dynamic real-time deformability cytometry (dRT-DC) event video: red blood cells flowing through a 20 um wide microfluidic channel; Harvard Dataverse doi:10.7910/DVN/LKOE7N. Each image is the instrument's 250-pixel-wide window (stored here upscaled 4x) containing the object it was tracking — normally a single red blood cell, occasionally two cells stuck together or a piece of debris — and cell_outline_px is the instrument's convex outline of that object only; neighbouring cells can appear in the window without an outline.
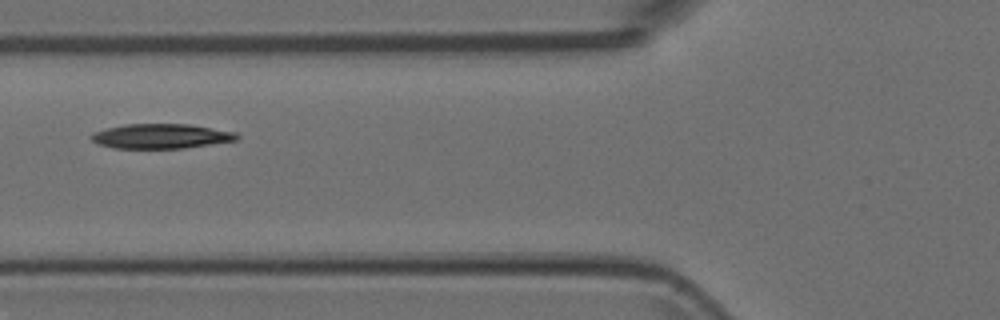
{"species": "Egyptian fruit bat (a non-hibernating species)", "species_latin": "Rousettus aegyptiacus", "temperature_condition": "room temperature", "stored_images_in_passage": 6, "camera_frame_rate_fps": 3000, "um_per_image_px": 0.085, "animal": {"sex": "female"}, "frame": {"image": 1, "passage_image": 6, "time_ms": 1.667, "image_size_px": [1000, 320], "cell_outline_px": [[240, 136], [236, 140], [184, 148], [112, 148], [100, 144], [92, 140], [88, 136], [92, 132], [124, 124], [188, 124], [236, 132]], "centroid_in_image_um": [13.66, 11.57], "position_along_channel_um": 112.1, "area_um2": 20.87}}